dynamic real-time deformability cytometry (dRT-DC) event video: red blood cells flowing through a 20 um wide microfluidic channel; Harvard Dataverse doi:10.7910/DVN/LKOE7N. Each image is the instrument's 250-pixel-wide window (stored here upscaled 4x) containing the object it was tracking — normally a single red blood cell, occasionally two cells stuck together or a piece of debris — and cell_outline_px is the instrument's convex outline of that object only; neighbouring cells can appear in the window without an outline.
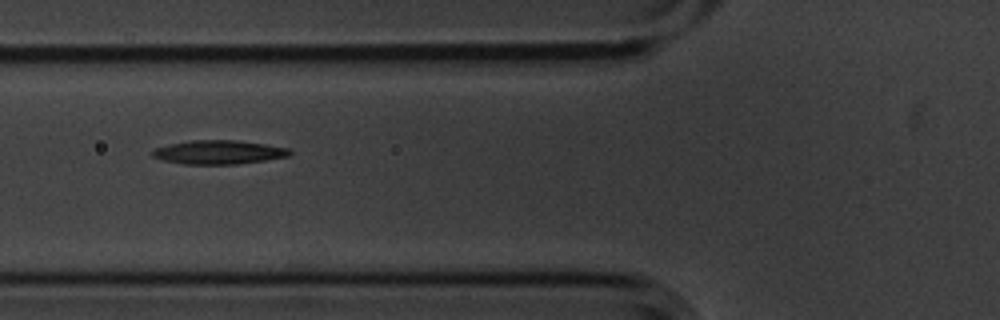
{"species": "common noctule bat (a hibernating species)", "species_latin": "Nyctalus noctula", "temperature_condition": "cold", "stored_images_in_passage": 9, "camera_frame_rate_fps": 3000, "um_per_image_px": 0.085, "animal": {"sex": "male", "body_mass_g": 20.1, "forearm_length_mm": 53.5}, "frame": {"image": 1, "passage_image": 6, "time_ms": 1.667, "image_size_px": [1000, 320], "cell_outline_px": [[292, 152], [288, 156], [264, 160], [236, 164], [184, 164], [160, 160], [152, 156], [152, 152], [156, 148], [172, 144], [192, 140], [236, 140], [264, 144], [288, 148]], "centroid_in_image_um": [18.57, 12.94], "position_along_channel_um": 107.2, "area_um2": 18.84}}
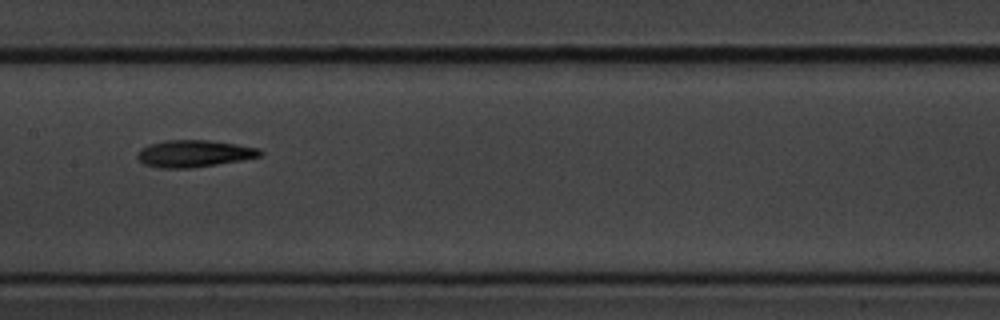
{"frame": {"image": 2, "passage_image": 8, "time_ms": 2.333, "image_size_px": [1000, 320], "cell_outline_px": [[264, 152], [260, 156], [240, 160], [192, 168], [160, 168], [144, 164], [136, 156], [136, 152], [140, 148], [148, 144], [164, 140], [208, 140], [236, 144], [260, 148]], "centroid_in_image_um": [16.46, 13.04], "position_along_channel_um": 190.9, "area_um2": 19.36}}
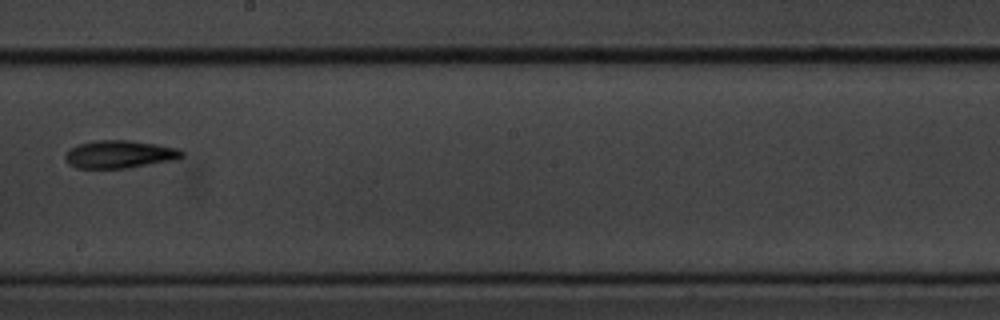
{"frame": {"image": 3, "passage_image": 9, "time_ms": 2.667, "image_size_px": [1000, 320], "cell_outline_px": [[184, 156], [172, 160], [128, 168], [76, 168], [68, 164], [64, 160], [64, 156], [76, 144], [96, 140], [128, 140], [160, 144], [180, 148], [184, 152]], "centroid_in_image_um": [10.17, 13.1], "position_along_channel_um": 238.0, "area_um2": 19.07}}